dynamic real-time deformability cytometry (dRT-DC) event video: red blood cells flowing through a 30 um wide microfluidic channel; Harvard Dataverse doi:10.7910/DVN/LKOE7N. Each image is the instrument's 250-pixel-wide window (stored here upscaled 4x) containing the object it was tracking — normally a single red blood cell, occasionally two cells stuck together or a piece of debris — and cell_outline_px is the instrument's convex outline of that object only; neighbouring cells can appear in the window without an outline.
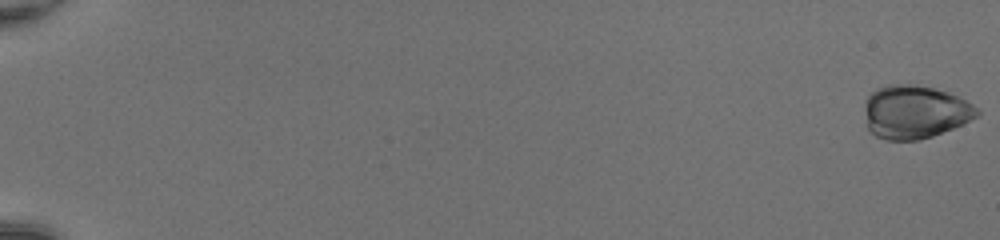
{"species": "common noctule bat (a hibernating species)", "species_latin": "Nyctalus noctula", "temperature_condition": "room temperature", "stored_images_in_passage": 52, "camera_frame_rate_fps": 3000, "um_per_image_px": 0.085, "animal": {"sex": "female", "body_mass_g": 20.0, "forearm_length_mm": 54.0}, "frame": {"image": 1, "passage_image": 1, "time_ms": 0.0, "image_size_px": [1000, 240], "cell_outline_px": [[980, 116], [952, 128], [932, 136], [920, 140], [884, 140], [876, 136], [868, 128], [864, 108], [864, 104], [868, 96], [876, 88], [888, 84], [916, 84], [948, 92], [980, 108]], "centroid_in_image_um": [77.76, 9.51], "position_along_channel_um": 7.2, "area_um2": 35.03}}
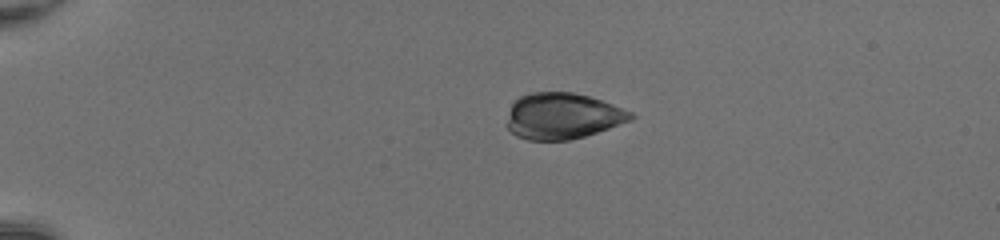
{"frame": {"image": 2, "passage_image": 14, "time_ms": 4.333, "image_size_px": [1000, 240], "cell_outline_px": [[636, 116], [632, 120], [584, 136], [568, 140], [528, 140], [516, 136], [504, 124], [512, 104], [520, 96], [532, 92], [572, 92], [588, 96], [612, 104], [632, 112]], "centroid_in_image_um": [47.79, 9.86], "position_along_channel_um": 37.2, "area_um2": 33.23}}